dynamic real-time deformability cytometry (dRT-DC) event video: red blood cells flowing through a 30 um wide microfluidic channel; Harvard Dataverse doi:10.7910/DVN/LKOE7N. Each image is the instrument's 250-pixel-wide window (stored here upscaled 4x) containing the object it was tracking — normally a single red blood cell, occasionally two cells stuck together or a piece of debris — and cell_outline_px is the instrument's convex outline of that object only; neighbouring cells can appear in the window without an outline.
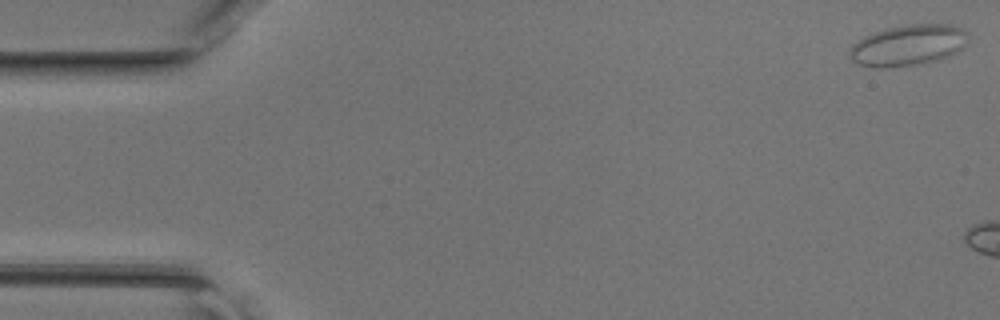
{"species": "common noctule bat (a hibernating species)", "species_latin": "Nyctalus noctula", "temperature_condition": "room temperature", "stored_images_in_passage": 6, "camera_frame_rate_fps": 3000, "um_per_image_px": 0.085, "animal": {"sex": "female", "body_mass_g": 17.0, "forearm_length_mm": 48.0}, "frame": {"image": 1, "passage_image": 1, "time_ms": 0.0, "image_size_px": [1000, 320], "cell_outline_px": [[968, 44], [956, 52], [940, 60], [920, 64], [884, 68], [872, 68], [860, 64], [852, 60], [848, 56], [852, 44], [864, 36], [888, 28], [908, 24], [948, 24], [960, 28], [968, 32]], "centroid_in_image_um": [77.21, 3.86], "position_along_channel_um": 7.8, "area_um2": 28.5}}